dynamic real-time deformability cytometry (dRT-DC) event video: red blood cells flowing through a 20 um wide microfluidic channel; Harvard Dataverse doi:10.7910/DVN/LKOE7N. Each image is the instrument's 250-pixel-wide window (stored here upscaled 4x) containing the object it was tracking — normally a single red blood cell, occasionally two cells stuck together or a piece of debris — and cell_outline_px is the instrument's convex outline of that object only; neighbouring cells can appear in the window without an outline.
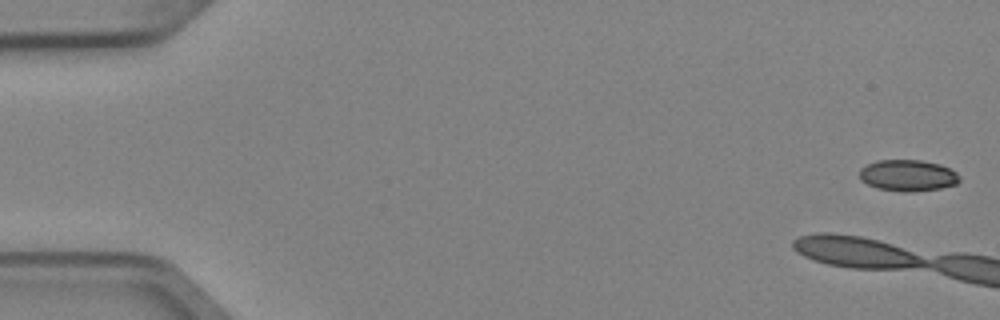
{"species": "Egyptian fruit bat (a non-hibernating species)", "species_latin": "Rousettus aegyptiacus", "temperature_condition": "cold", "stored_images_in_passage": 5, "camera_frame_rate_fps": 3000, "um_per_image_px": 0.085, "animal": {"sex": "female"}, "frame": {"image": 1, "passage_image": 1, "time_ms": 0.0, "image_size_px": [1000, 320], "cell_outline_px": [[960, 180], [956, 184], [940, 188], [912, 192], [904, 192], [876, 188], [860, 180], [860, 168], [876, 160], [920, 160], [940, 164], [956, 172], [960, 176]], "centroid_in_image_um": [77.16, 14.91], "position_along_channel_um": 7.8, "area_um2": 18.32}}